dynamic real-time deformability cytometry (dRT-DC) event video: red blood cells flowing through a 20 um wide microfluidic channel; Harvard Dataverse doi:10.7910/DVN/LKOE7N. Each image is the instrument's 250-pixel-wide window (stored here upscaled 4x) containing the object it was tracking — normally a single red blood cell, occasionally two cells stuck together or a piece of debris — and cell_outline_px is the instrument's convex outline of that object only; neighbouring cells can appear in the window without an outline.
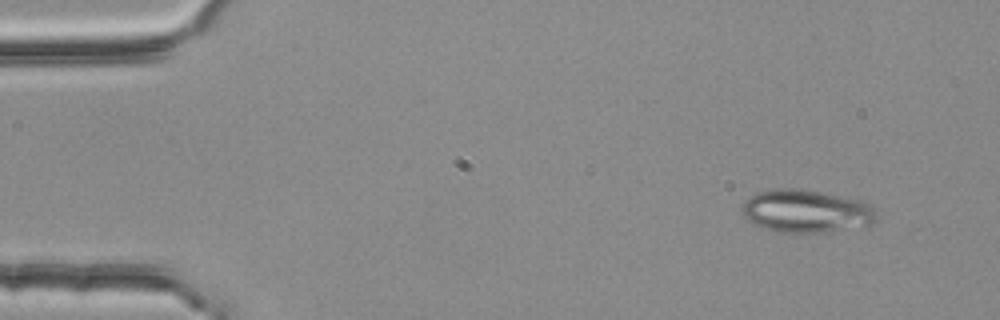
{"species": "common noctule bat (a hibernating species)", "species_latin": "Nyctalus noctula", "temperature_condition": "room temperature", "stored_images_in_passage": 4, "segment_of_instrument_passage": [2, 2], "camera_frame_rate_fps": 3000, "um_per_image_px": 0.085, "animal": {"sex": "female", "body_mass_g": 25.1}, "frame": {"image": 1, "passage_image": 4, "time_ms": 1.0, "image_size_px": [1000, 320], "cell_outline_px": [[876, 220], [872, 224], [824, 232], [776, 232], [760, 228], [752, 224], [744, 216], [740, 208], [740, 204], [744, 200], [756, 192], [780, 188], [788, 188], [816, 192], [840, 196], [860, 200], [868, 204], [872, 208], [876, 216]], "centroid_in_image_um": [68.42, 17.96], "position_along_channel_um": 16.6, "area_um2": 33.35}}